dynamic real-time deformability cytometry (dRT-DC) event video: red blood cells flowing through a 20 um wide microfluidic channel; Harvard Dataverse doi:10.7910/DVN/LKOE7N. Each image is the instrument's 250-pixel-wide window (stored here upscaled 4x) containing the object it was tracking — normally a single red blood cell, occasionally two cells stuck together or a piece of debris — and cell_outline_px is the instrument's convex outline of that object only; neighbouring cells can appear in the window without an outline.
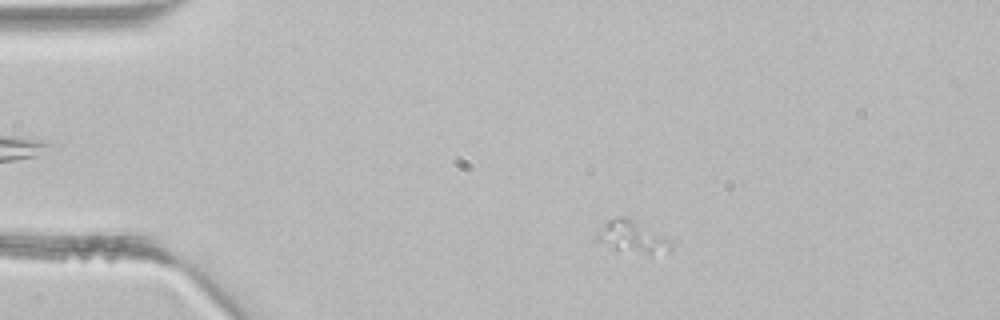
{"species": "common noctule bat (a hibernating species)", "species_latin": "Nyctalus noctula", "temperature_condition": "room temperature", "stored_images_in_passage": 41, "camera_frame_rate_fps": 3000, "um_per_image_px": 0.085, "animal": {"sex": "male", "body_mass_g": 21.5, "forearm_length_mm": 52.0}, "frame": {"image": 1, "passage_image": 5, "time_ms": 1.333, "image_size_px": [1000, 320], "cell_outline_px": [[676, 244], [668, 252], [652, 256], [616, 248], [596, 240], [596, 232], [608, 220], [620, 216], [632, 220], [672, 240]], "centroid_in_image_um": [53.83, 20.18], "position_along_channel_um": 31.2, "area_um2": 13.64}}
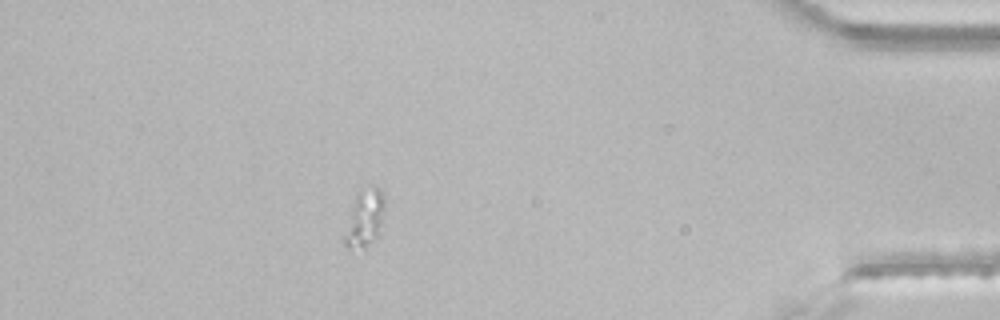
{"frame": {"image": 2, "passage_image": 36, "time_ms": 11.667, "image_size_px": [1000, 320], "cell_outline_px": [[384, 208], [376, 236], [364, 248], [348, 248], [340, 240], [352, 204], [356, 196], [360, 192], [372, 188], [380, 188], [384, 200]], "centroid_in_image_um": [30.91, 18.61], "position_along_channel_um": 404.3, "area_um2": 13.01}}